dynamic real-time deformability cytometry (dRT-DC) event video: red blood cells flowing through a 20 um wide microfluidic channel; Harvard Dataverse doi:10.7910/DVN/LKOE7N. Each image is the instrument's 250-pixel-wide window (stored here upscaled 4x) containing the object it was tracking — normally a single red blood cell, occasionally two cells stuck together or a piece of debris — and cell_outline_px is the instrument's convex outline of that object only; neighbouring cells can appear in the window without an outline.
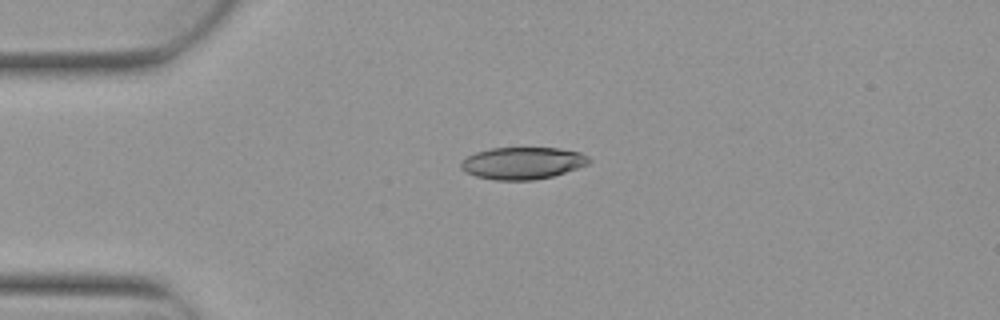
{"species": "Egyptian fruit bat (a non-hibernating species)", "species_latin": "Rousettus aegyptiacus", "temperature_condition": "warm", "stored_images_in_passage": 4, "camera_frame_rate_fps": 3000, "um_per_image_px": 0.085, "animal": {"sex": "female"}, "frame": {"image": 1, "passage_image": 4, "time_ms": 1.0, "image_size_px": [1000, 320], "cell_outline_px": [[588, 164], [552, 176], [532, 180], [496, 180], [476, 176], [460, 168], [460, 164], [468, 156], [476, 152], [492, 148], [560, 148], [580, 152], [588, 156]], "centroid_in_image_um": [44.41, 13.86], "position_along_channel_um": 40.6, "area_um2": 23.58}}